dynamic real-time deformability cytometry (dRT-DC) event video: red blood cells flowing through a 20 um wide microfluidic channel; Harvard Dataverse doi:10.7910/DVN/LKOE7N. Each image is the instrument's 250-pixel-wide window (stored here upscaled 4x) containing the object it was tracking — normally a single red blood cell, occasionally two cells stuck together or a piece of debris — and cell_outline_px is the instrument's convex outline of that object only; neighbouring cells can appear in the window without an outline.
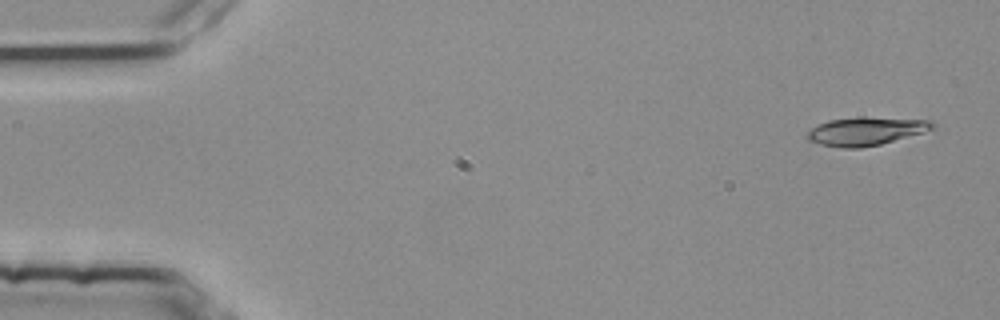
{"species": "common noctule bat (a hibernating species)", "species_latin": "Nyctalus noctula", "temperature_condition": "room temperature", "stored_images_in_passage": 4, "camera_frame_rate_fps": 3000, "um_per_image_px": 0.085, "animal": {"sex": "female", "body_mass_g": 25.1}, "frame": {"image": 1, "passage_image": 1, "time_ms": 0.0, "image_size_px": [1000, 320], "cell_outline_px": [[936, 128], [880, 144], [860, 148], [840, 148], [820, 144], [808, 140], [804, 136], [812, 128], [828, 120], [932, 120], [936, 124]], "centroid_in_image_um": [73.55, 11.22], "position_along_channel_um": 11.5, "area_um2": 19.25}}